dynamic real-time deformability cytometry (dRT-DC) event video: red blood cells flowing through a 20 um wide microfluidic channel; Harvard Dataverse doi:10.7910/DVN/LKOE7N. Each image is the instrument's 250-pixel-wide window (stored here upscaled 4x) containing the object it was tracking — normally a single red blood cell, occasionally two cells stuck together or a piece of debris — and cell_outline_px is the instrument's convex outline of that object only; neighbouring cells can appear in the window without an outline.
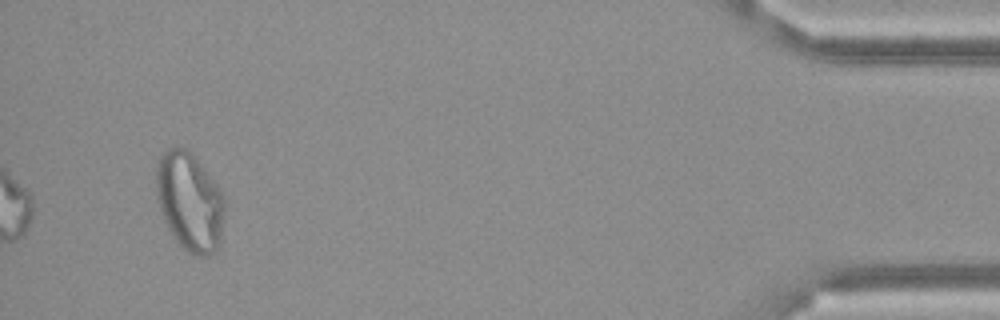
{"species": "Egyptian fruit bat (a non-hibernating species)", "species_latin": "Rousettus aegyptiacus", "temperature_condition": "cold", "stored_images_in_passage": 45, "camera_frame_rate_fps": 3000, "um_per_image_px": 0.085, "frame": {"image": 1, "passage_image": 45, "time_ms": 14.667, "image_size_px": [1000, 320], "cell_outline_px": [[224, 208], [220, 244], [216, 252], [208, 256], [196, 256], [188, 252], [176, 240], [168, 228], [164, 220], [160, 208], [156, 192], [156, 168], [160, 156], [168, 148], [176, 144], [188, 148], [220, 188], [224, 196]], "centroid_in_image_um": [16.12, 17.12], "position_along_channel_um": 419.1, "area_um2": 39.59}, "authors_computed_cell_mechanics": {"area_um2": 20.1722, "velocity_mm_per_s": 3.5073, "shape_relaxation_time_tau1_ms": null, "shape_relaxation_time_tau2_ms": 1.397, "deformation_change_tau1": null, "deformation_change_tau2": 0.0766}}